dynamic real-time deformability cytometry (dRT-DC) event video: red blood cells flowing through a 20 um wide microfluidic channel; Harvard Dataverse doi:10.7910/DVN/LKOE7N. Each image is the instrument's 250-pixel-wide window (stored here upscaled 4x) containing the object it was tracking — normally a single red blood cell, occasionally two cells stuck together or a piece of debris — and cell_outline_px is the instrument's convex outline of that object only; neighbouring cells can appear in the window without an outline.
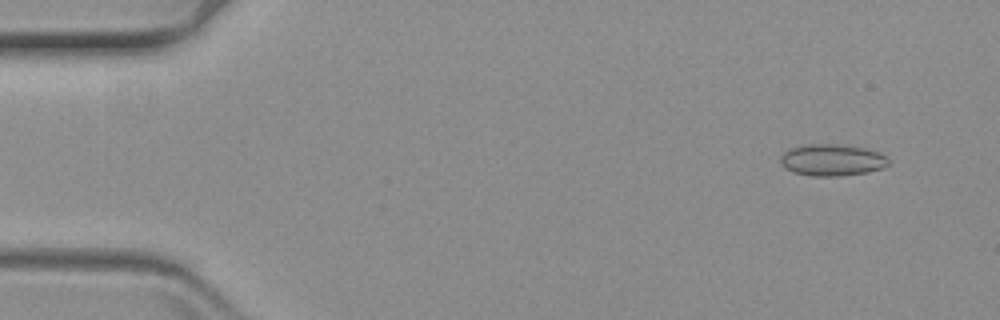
{"species": "common noctule bat (a hibernating species)", "species_latin": "Nyctalus noctula", "temperature_condition": "warm", "stored_images_in_passage": 57, "camera_frame_rate_fps": 3000, "um_per_image_px": 0.085, "animal": {"sex": "female", "body_mass_g": 19.3, "forearm_length_mm": 54.1}, "frame": {"image": 1, "passage_image": 1, "time_ms": 0.0, "image_size_px": [1000, 320], "cell_outline_px": [[888, 164], [884, 168], [868, 172], [840, 176], [812, 176], [792, 172], [784, 168], [780, 164], [780, 156], [788, 148], [808, 144], [836, 144], [864, 148], [880, 152], [888, 160]], "centroid_in_image_um": [70.68, 13.61], "position_along_channel_um": 14.3, "area_um2": 20.11}}
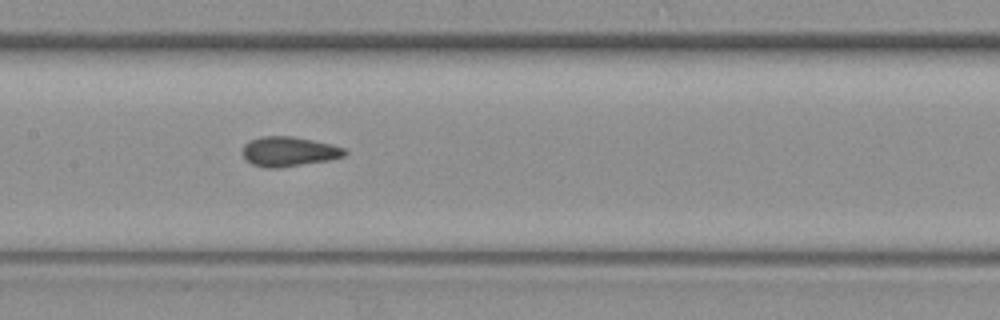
{"frame": {"image": 2, "passage_image": 26, "time_ms": 8.333, "image_size_px": [1000, 320], "cell_outline_px": [[348, 152], [344, 156], [328, 160], [280, 168], [264, 168], [252, 164], [244, 156], [244, 144], [252, 140], [264, 136], [292, 136], [332, 144], [344, 148]], "centroid_in_image_um": [24.58, 12.89], "position_along_channel_um": 182.8, "area_um2": 17.51}}
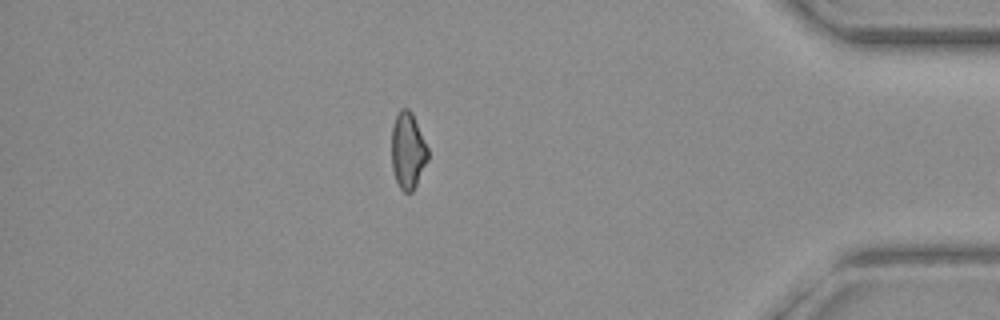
{"frame": {"image": 3, "passage_image": 49, "time_ms": 16.0, "image_size_px": [1000, 320], "cell_outline_px": [[428, 160], [412, 192], [404, 192], [400, 188], [396, 180], [392, 168], [392, 128], [396, 116], [400, 108], [408, 108], [412, 112], [428, 148]], "centroid_in_image_um": [34.67, 12.79], "position_along_channel_um": 400.5, "area_um2": 16.07}}